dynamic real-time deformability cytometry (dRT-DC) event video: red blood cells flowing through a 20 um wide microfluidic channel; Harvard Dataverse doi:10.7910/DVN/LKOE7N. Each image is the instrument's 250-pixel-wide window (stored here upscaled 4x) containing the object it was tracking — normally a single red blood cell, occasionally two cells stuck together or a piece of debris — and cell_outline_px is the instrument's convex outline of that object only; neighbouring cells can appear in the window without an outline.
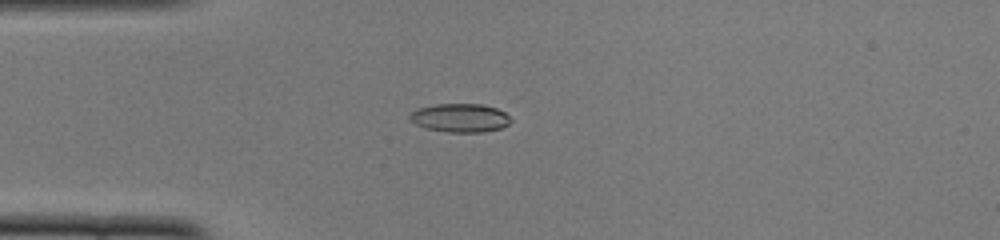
{"species": "common noctule bat (a hibernating species)", "species_latin": "Nyctalus noctula", "temperature_condition": "cold", "stored_images_in_passage": 39, "camera_frame_rate_fps": 3000, "um_per_image_px": 0.085, "animal": {"sex": "female", "body_mass_g": 22.0, "forearm_length_mm": 56.7}, "frame": {"image": 1, "passage_image": 1, "time_ms": 0.0, "image_size_px": [1000, 240], "cell_outline_px": [[512, 120], [508, 124], [500, 128], [484, 132], [448, 132], [424, 128], [416, 124], [408, 116], [416, 108], [436, 104], [480, 104], [496, 108], [504, 112]], "centroid_in_image_um": [39.09, 10.02], "position_along_channel_um": 45.9, "area_um2": 16.76}}
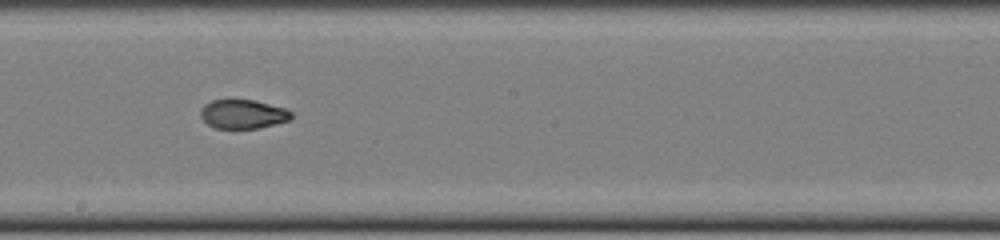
{"frame": {"image": 2, "passage_image": 16, "time_ms": 5.0, "image_size_px": [1000, 240], "cell_outline_px": [[292, 120], [260, 128], [216, 128], [208, 124], [200, 116], [200, 108], [204, 104], [212, 100], [256, 100], [284, 108], [292, 112]], "centroid_in_image_um": [20.67, 9.7], "position_along_channel_um": 227.5, "area_um2": 15.43}}
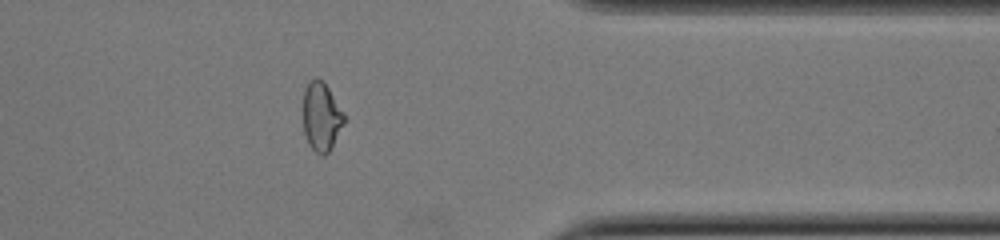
{"frame": {"image": 3, "passage_image": 29, "time_ms": 9.333, "image_size_px": [1000, 240], "cell_outline_px": [[344, 124], [328, 152], [324, 156], [320, 156], [308, 144], [304, 132], [300, 108], [304, 88], [308, 80], [316, 76], [324, 80], [344, 112]], "centroid_in_image_um": [27.25, 9.84], "position_along_channel_um": 384.1, "area_um2": 17.22}, "authors_computed_cell_mechanics": {"area_um2": 16.8198, "velocity_mm_per_s": 3.9239, "shape_relaxation_time_tau1_ms": null, "shape_relaxation_time_tau2_ms": 1.7548, "deformation_change_tau1": null, "deformation_change_tau2": 0.0609}}